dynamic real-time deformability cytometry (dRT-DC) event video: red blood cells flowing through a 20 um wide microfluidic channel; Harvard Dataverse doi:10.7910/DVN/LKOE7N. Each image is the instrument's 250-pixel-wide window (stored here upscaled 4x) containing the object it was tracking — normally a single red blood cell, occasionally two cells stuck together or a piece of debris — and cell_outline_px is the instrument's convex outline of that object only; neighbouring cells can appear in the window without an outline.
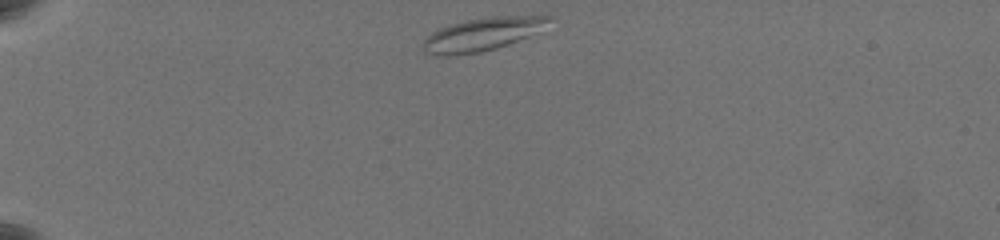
{"species": "common noctule bat (a hibernating species)", "species_latin": "Nyctalus noctula", "temperature_condition": "warm", "stored_images_in_passage": 42, "camera_frame_rate_fps": 3000, "um_per_image_px": 0.085, "animal": {"sex": "female", "body_mass_g": 19.5, "forearm_length_mm": 54.1}, "frame": {"image": 1, "passage_image": 1, "time_ms": 0.0, "image_size_px": [1000, 240], "cell_outline_px": [[556, 16], [540, 32], [508, 44], [496, 48], [480, 52], [448, 56], [436, 56], [424, 52], [420, 48], [424, 40], [432, 32], [440, 28], [464, 20], [492, 16]], "centroid_in_image_um": [40.99, 2.92], "position_along_channel_um": 44.0, "area_um2": 24.51}}
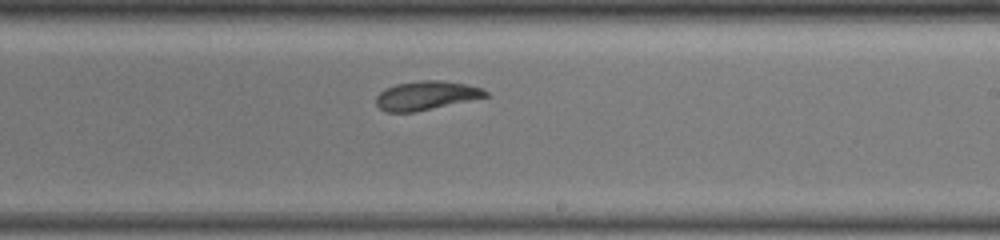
{"frame": {"image": 2, "passage_image": 24, "time_ms": 7.667, "image_size_px": [1000, 240], "cell_outline_px": [[488, 96], [412, 112], [384, 112], [376, 104], [376, 96], [384, 88], [396, 84], [420, 80], [444, 80], [468, 84], [480, 88], [488, 92]], "centroid_in_image_um": [36.18, 8.1], "position_along_channel_um": 252.8, "area_um2": 18.26}}
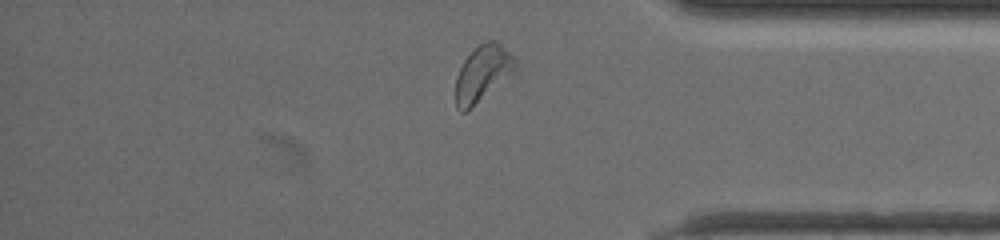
{"frame": {"image": 3, "passage_image": 37, "time_ms": 12.0, "image_size_px": [1000, 240], "cell_outline_px": [[516, 72], [464, 112], [460, 112], [456, 108], [456, 76], [464, 60], [484, 40], [496, 40], [516, 60]], "centroid_in_image_um": [41.03, 6.23], "position_along_channel_um": 394.2, "area_um2": 19.13}, "authors_computed_cell_mechanics": {"area_um2": 19.1607, "velocity_mm_per_s": 3.4845, "shape_relaxation_time_tau1_ms": 3.9221, "shape_relaxation_time_tau2_ms": 2.3099, "deformation_change_tau1": 0.1286, "deformation_change_tau2": 0.0831}}